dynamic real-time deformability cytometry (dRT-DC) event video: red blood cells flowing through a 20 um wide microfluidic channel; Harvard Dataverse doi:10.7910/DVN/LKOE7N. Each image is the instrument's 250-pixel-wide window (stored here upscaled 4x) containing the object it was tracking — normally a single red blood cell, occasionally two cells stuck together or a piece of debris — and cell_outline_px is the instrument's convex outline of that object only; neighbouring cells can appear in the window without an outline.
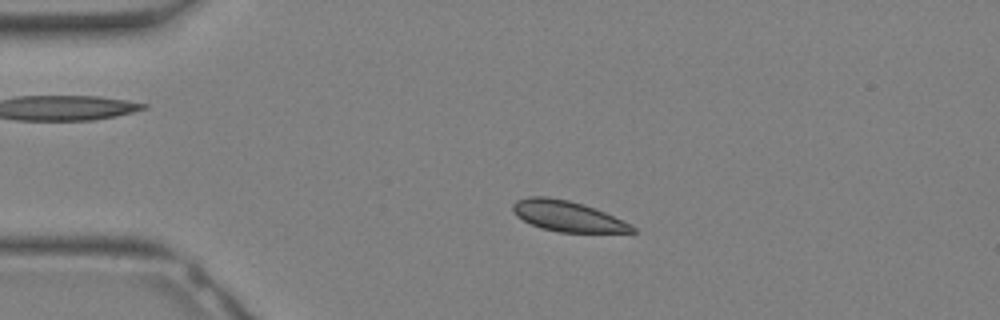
{"species": "Egyptian fruit bat (a non-hibernating species)", "species_latin": "Rousettus aegyptiacus", "temperature_condition": "warm", "stored_images_in_passage": 31, "camera_frame_rate_fps": 3000, "um_per_image_px": 0.085, "animal": {"sex": "female"}, "frame": {"image": 1, "passage_image": 6, "time_ms": 1.667, "image_size_px": [1000, 320], "cell_outline_px": [[636, 232], [560, 232], [540, 228], [516, 216], [512, 208], [512, 204], [516, 200], [528, 196], [548, 196], [568, 200], [584, 204], [604, 212], [632, 224], [636, 228]], "centroid_in_image_um": [48.22, 18.36], "position_along_channel_um": 36.8, "area_um2": 21.27}}
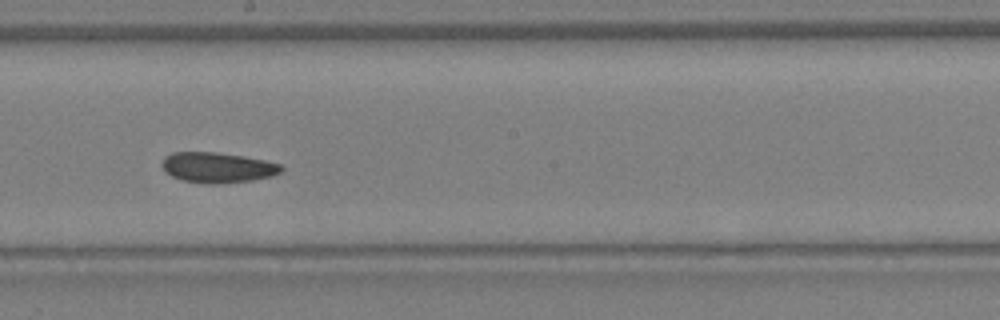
{"frame": {"image": 2, "passage_image": 17, "time_ms": 5.333, "image_size_px": [1000, 320], "cell_outline_px": [[284, 168], [280, 172], [272, 176], [252, 180], [216, 184], [208, 184], [184, 180], [172, 176], [164, 172], [160, 164], [164, 156], [172, 152], [216, 152], [244, 156], [264, 160], [280, 164]], "centroid_in_image_um": [18.45, 14.23], "position_along_channel_um": 229.7, "area_um2": 21.21}}
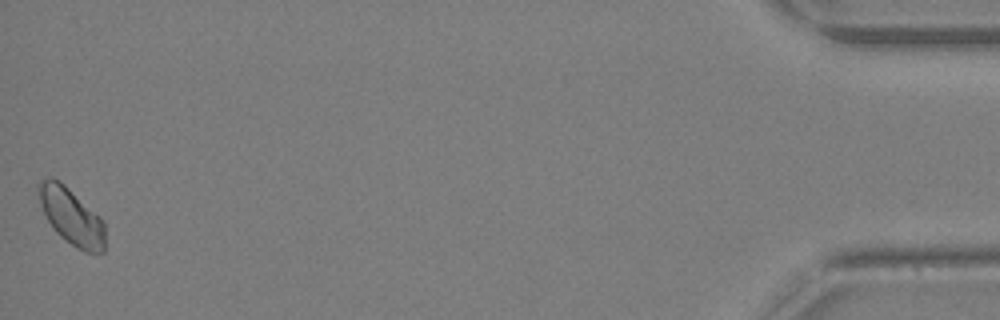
{"frame": {"image": 3, "passage_image": 31, "time_ms": 10.0, "image_size_px": [1000, 320], "cell_outline_px": [[104, 252], [84, 252], [76, 248], [60, 236], [52, 228], [40, 204], [36, 188], [36, 184], [40, 180], [48, 176], [52, 176], [60, 180], [100, 216], [104, 220]], "centroid_in_image_um": [6.03, 18.35], "position_along_channel_um": 429.2, "area_um2": 22.2}}